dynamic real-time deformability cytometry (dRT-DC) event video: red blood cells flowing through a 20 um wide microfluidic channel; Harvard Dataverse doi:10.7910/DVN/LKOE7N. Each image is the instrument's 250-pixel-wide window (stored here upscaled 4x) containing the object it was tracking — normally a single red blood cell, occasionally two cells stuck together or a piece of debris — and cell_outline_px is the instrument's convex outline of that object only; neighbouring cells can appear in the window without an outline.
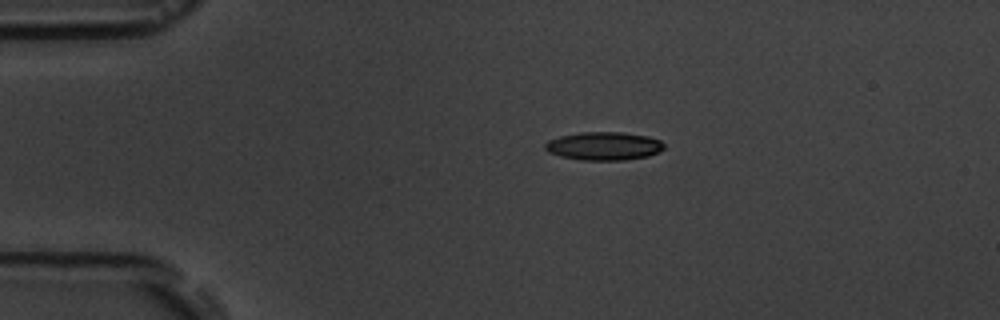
{"species": "common noctule bat (a hibernating species)", "species_latin": "Nyctalus noctula", "temperature_condition": "room temperature", "stored_images_in_passage": 5, "camera_frame_rate_fps": 3000, "um_per_image_px": 0.085, "animal": {"sex": "male", "body_mass_g": 19.5, "forearm_length_mm": 54.6}, "frame": {"image": 1, "passage_image": 3, "time_ms": 3.333, "image_size_px": [1000, 320], "cell_outline_px": [[664, 148], [648, 156], [624, 160], [580, 160], [560, 156], [548, 152], [544, 148], [544, 144], [548, 140], [560, 136], [580, 132], [620, 132], [648, 136], [660, 140], [664, 144]], "centroid_in_image_um": [51.29, 12.41], "position_along_channel_um": 33.7, "area_um2": 19.59}}
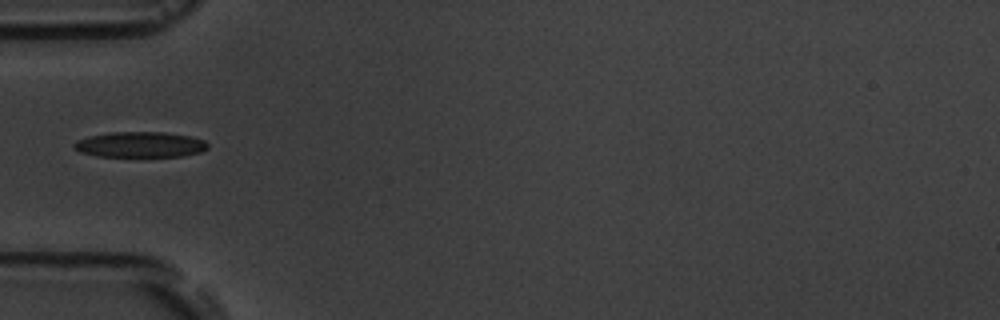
{"frame": {"image": 2, "passage_image": 5, "time_ms": 5.667, "image_size_px": [1000, 320], "cell_outline_px": [[208, 148], [200, 152], [184, 156], [96, 156], [80, 152], [72, 148], [72, 144], [76, 140], [88, 136], [108, 132], [164, 132], [192, 136], [204, 140], [208, 144]], "centroid_in_image_um": [11.88, 12.28], "position_along_channel_um": 73.1, "area_um2": 20.11}}